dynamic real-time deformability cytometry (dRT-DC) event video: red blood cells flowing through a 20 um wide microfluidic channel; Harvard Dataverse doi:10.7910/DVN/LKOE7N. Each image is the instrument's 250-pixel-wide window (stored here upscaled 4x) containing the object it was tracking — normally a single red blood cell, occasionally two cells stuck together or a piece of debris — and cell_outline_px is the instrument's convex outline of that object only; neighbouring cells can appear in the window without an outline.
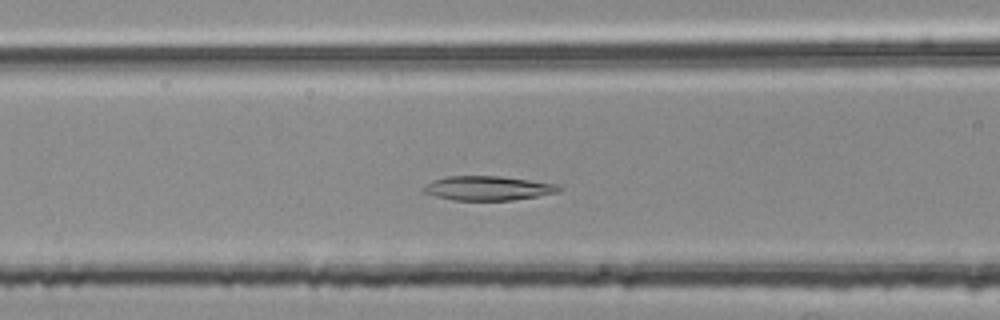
{"species": "common noctule bat (a hibernating species)", "species_latin": "Nyctalus noctula", "temperature_condition": "room temperature", "stored_images_in_passage": 35, "camera_frame_rate_fps": 3000, "um_per_image_px": 0.085, "animal": {"sex": "female", "body_mass_g": 25.1}, "frame": {"image": 1, "passage_image": 6, "time_ms": 1.667, "image_size_px": [1000, 320], "cell_outline_px": [[564, 188], [556, 192], [536, 196], [512, 200], [452, 200], [420, 192], [420, 188], [424, 184], [432, 180], [448, 176], [500, 176], [556, 184]], "centroid_in_image_um": [41.37, 15.99], "position_along_channel_um": 125.2, "area_um2": 19.19}}
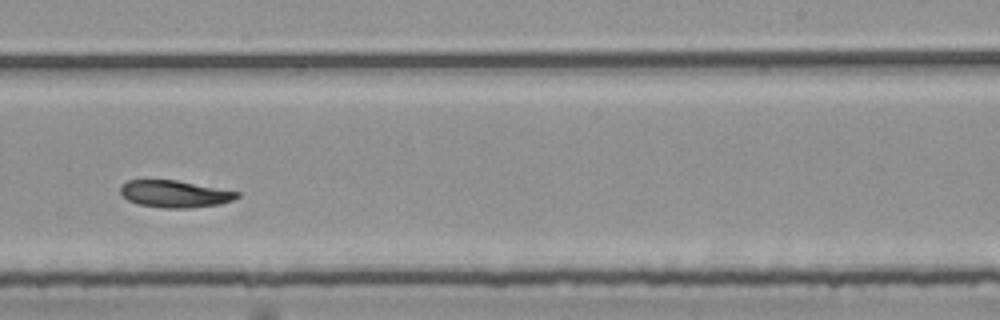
{"frame": {"image": 2, "passage_image": 18, "time_ms": 5.667, "image_size_px": [1000, 320], "cell_outline_px": [[240, 196], [232, 200], [220, 204], [192, 208], [164, 208], [136, 204], [128, 200], [120, 192], [120, 188], [128, 180], [176, 180], [240, 192]], "centroid_in_image_um": [14.87, 16.49], "position_along_channel_um": 274.1, "area_um2": 18.32}}
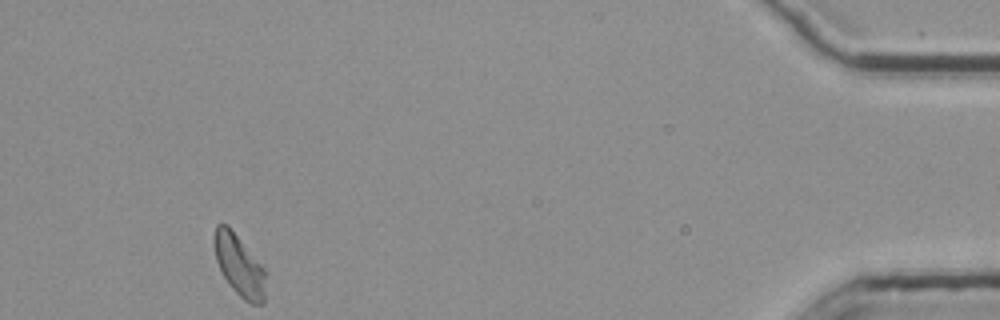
{"frame": {"image": 3, "passage_image": 35, "time_ms": 11.333, "image_size_px": [1000, 320], "cell_outline_px": [[264, 304], [252, 304], [244, 300], [232, 288], [224, 276], [216, 260], [216, 224], [228, 224], [264, 268]], "centroid_in_image_um": [20.36, 22.58], "position_along_channel_um": 414.8, "area_um2": 17.69}}